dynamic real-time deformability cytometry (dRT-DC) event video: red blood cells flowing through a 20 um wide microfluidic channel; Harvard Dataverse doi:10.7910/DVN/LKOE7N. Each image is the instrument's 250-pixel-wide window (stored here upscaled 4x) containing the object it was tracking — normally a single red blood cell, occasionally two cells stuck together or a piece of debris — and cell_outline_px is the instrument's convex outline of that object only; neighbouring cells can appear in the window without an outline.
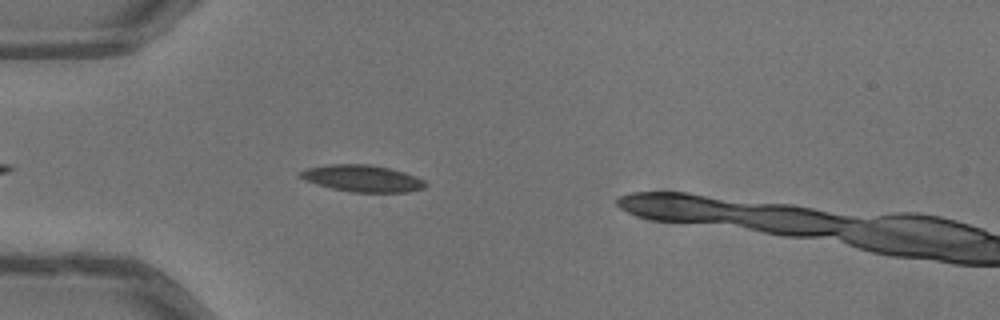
{"species": "common noctule bat (a hibernating species)", "species_latin": "Nyctalus noctula", "temperature_condition": "warm", "stored_images_in_passage": 36, "camera_frame_rate_fps": 3000, "um_per_image_px": 0.085, "animal": {"sex": "male", "body_mass_g": 13.3}, "frame": {"image": 1, "passage_image": 5, "time_ms": 1.333, "image_size_px": [1000, 320], "cell_outline_px": [[428, 184], [424, 188], [408, 192], [352, 192], [332, 188], [316, 184], [304, 180], [296, 176], [300, 172], [308, 168], [328, 164], [368, 164], [388, 168], [404, 172], [424, 180]], "centroid_in_image_um": [30.78, 15.16], "position_along_channel_um": 54.2, "area_um2": 19.48}}
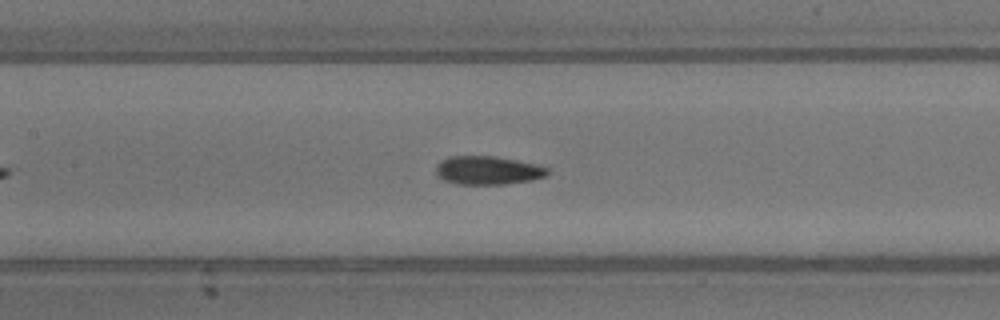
{"frame": {"image": 2, "passage_image": 14, "time_ms": 4.333, "image_size_px": [1000, 320], "cell_outline_px": [[548, 172], [544, 176], [532, 180], [504, 184], [456, 184], [444, 180], [436, 172], [436, 168], [440, 160], [448, 156], [492, 156], [516, 160], [536, 164], [548, 168]], "centroid_in_image_um": [41.44, 14.47], "position_along_channel_um": 166.0, "area_um2": 18.38}}
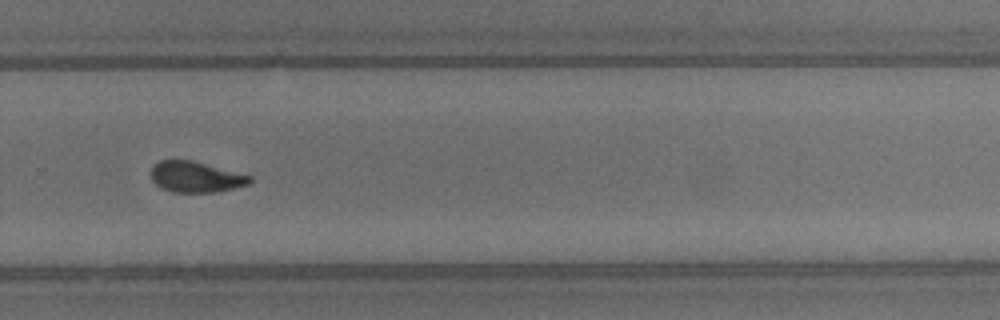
{"frame": {"image": 3, "passage_image": 25, "time_ms": 8.0, "image_size_px": [1000, 320], "cell_outline_px": [[252, 180], [248, 184], [216, 192], [172, 192], [160, 188], [152, 180], [152, 168], [160, 160], [192, 160], [252, 176]], "centroid_in_image_um": [16.63, 15.04], "position_along_channel_um": 313.2, "area_um2": 17.57}, "authors_computed_cell_mechanics": {"area_um2": 18.7561, "velocity_mm_per_s": 4.0337, "shape_relaxation_time_tau1_ms": 3.7424, "shape_relaxation_time_tau2_ms": 1.832, "deformation_change_tau1": 0.1494, "deformation_change_tau2": 0.0728}}